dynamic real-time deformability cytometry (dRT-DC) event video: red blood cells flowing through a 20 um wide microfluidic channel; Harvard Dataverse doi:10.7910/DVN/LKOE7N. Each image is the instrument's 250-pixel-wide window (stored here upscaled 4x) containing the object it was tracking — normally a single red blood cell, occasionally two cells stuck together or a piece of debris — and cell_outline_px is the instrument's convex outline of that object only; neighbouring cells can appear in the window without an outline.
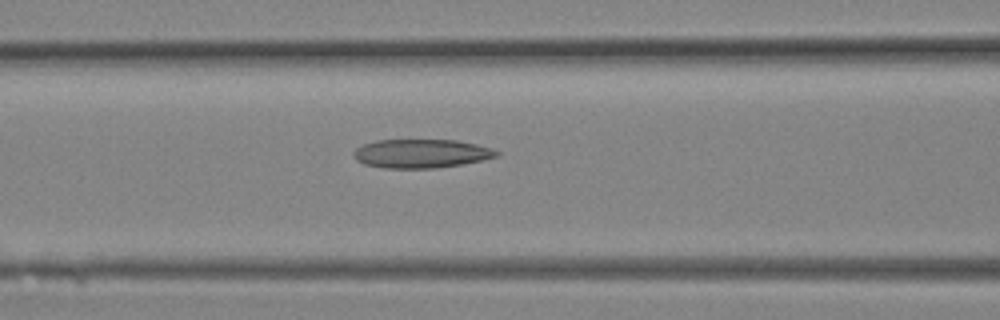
{"species": "Egyptian fruit bat (a non-hibernating species)", "species_latin": "Rousettus aegyptiacus", "temperature_condition": "room temperature", "stored_images_in_passage": 25, "camera_frame_rate_fps": 3000, "um_per_image_px": 0.085, "animal": {"sex": "female"}, "frame": {"image": 1, "passage_image": 11, "time_ms": 3.333, "image_size_px": [1000, 320], "cell_outline_px": [[500, 156], [484, 160], [436, 168], [384, 168], [364, 164], [356, 160], [352, 156], [352, 152], [356, 148], [364, 144], [376, 140], [456, 140], [476, 144], [492, 148], [500, 152]], "centroid_in_image_um": [35.8, 13.05], "position_along_channel_um": 130.8, "area_um2": 24.1}}
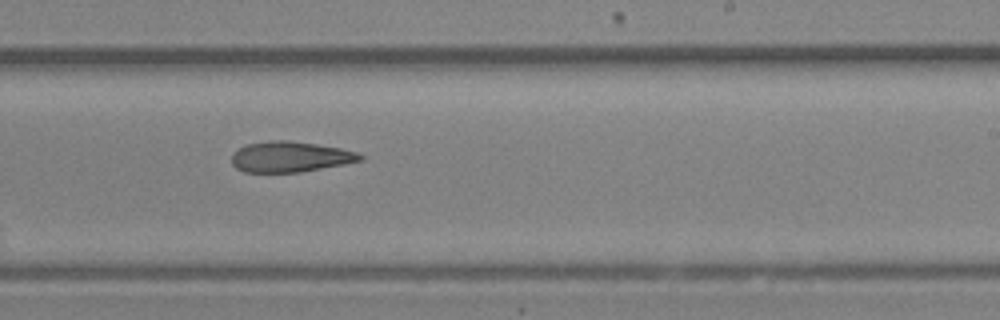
{"frame": {"image": 2, "passage_image": 16, "time_ms": 5.0, "image_size_px": [1000, 320], "cell_outline_px": [[364, 160], [344, 164], [300, 172], [244, 172], [236, 168], [232, 164], [232, 156], [240, 148], [248, 144], [272, 140], [288, 140], [316, 144], [340, 148], [356, 152], [364, 156]], "centroid_in_image_um": [24.69, 13.33], "position_along_channel_um": 264.3, "area_um2": 22.72}}
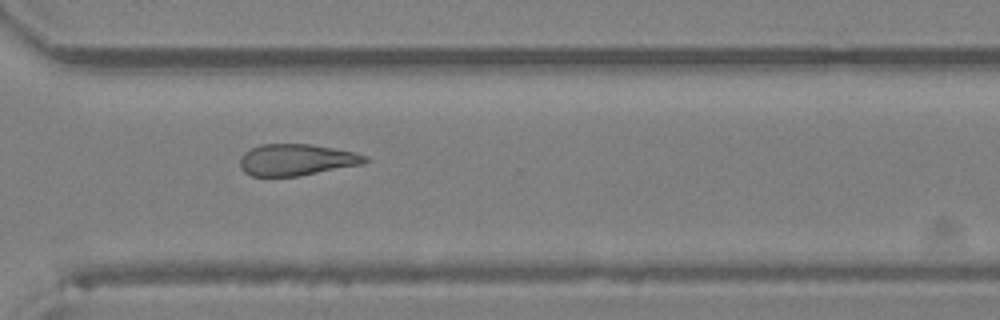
{"frame": {"image": 3, "passage_image": 19, "time_ms": 6.0, "image_size_px": [1000, 320], "cell_outline_px": [[368, 160], [364, 164], [300, 176], [252, 176], [244, 172], [240, 168], [240, 156], [244, 152], [260, 144], [308, 144], [332, 148], [352, 152], [368, 156]], "centroid_in_image_um": [25.18, 13.59], "position_along_channel_um": 345.4, "area_um2": 23.0}}